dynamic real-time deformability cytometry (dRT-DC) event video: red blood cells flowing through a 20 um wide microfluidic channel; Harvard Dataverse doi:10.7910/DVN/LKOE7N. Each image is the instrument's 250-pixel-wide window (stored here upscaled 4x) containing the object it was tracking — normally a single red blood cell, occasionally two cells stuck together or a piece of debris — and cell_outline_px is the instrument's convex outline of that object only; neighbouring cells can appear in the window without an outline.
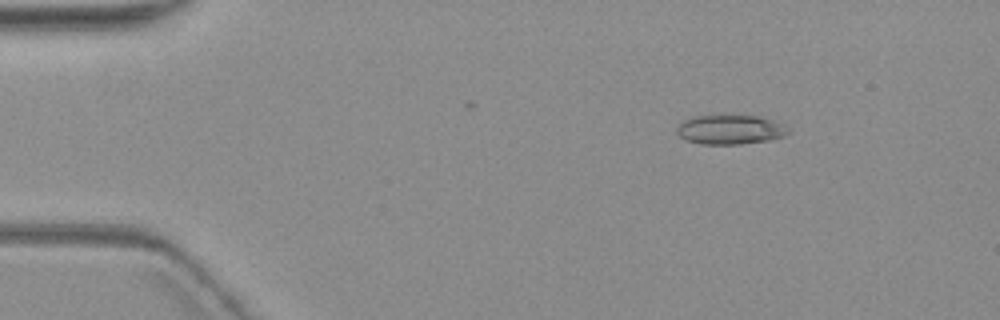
{"species": "common noctule bat (a hibernating species)", "species_latin": "Nyctalus noctula", "temperature_condition": "warm", "stored_images_in_passage": 6, "camera_frame_rate_fps": 3000, "um_per_image_px": 0.085, "animal": {"sex": "female", "body_mass_g": 19.3, "forearm_length_mm": 54.1}, "frame": {"image": 1, "passage_image": 3, "time_ms": 2.333, "image_size_px": [1000, 320], "cell_outline_px": [[792, 132], [784, 136], [768, 140], [740, 144], [700, 144], [688, 140], [680, 136], [676, 132], [676, 128], [684, 120], [692, 116], [720, 112], [764, 116], [784, 124]], "centroid_in_image_um": [62.09, 10.95], "position_along_channel_um": 22.9, "area_um2": 20.17}}